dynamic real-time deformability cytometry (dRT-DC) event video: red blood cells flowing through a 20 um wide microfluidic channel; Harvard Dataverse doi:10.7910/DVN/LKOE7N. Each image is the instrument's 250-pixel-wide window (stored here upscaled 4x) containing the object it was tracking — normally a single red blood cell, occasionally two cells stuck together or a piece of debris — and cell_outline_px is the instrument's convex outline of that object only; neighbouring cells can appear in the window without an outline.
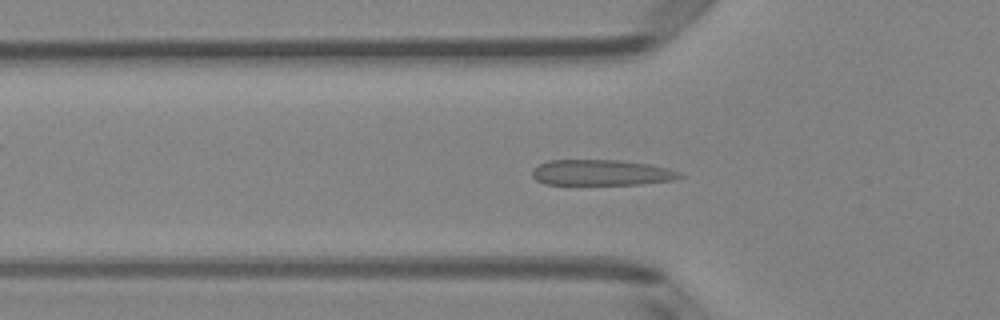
{"species": "Egyptian fruit bat (a non-hibernating species)", "species_latin": "Rousettus aegyptiacus", "temperature_condition": "room temperature", "stored_images_in_passage": 37, "camera_frame_rate_fps": 3000, "um_per_image_px": 0.085, "animal": {"sex": "female"}, "frame": {"image": 1, "passage_image": 4, "time_ms": 1.0, "image_size_px": [1000, 320], "cell_outline_px": [[684, 176], [676, 180], [640, 184], [544, 184], [536, 180], [532, 176], [532, 168], [548, 160], [620, 160], [648, 164], [668, 168], [680, 172]], "centroid_in_image_um": [51.12, 14.67], "position_along_channel_um": 74.7, "area_um2": 22.2}}
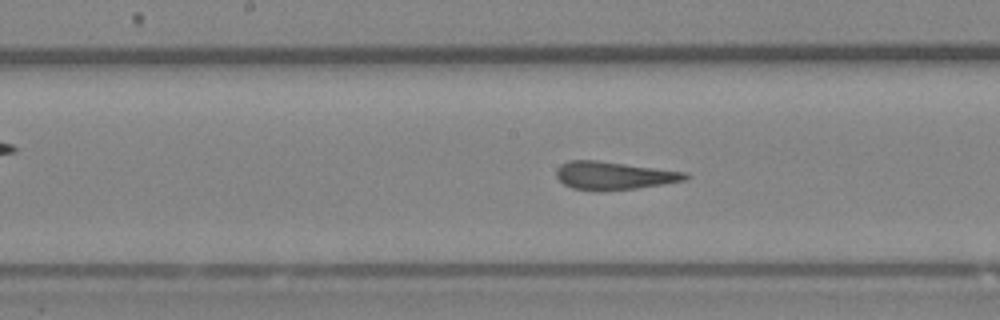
{"frame": {"image": 2, "passage_image": 13, "time_ms": 4.0, "image_size_px": [1000, 320], "cell_outline_px": [[692, 176], [688, 180], [664, 184], [636, 188], [600, 192], [596, 192], [572, 188], [564, 184], [556, 176], [556, 168], [560, 164], [568, 160], [596, 160], [688, 172]], "centroid_in_image_um": [52.2, 14.93], "position_along_channel_um": 196.0, "area_um2": 21.5}}
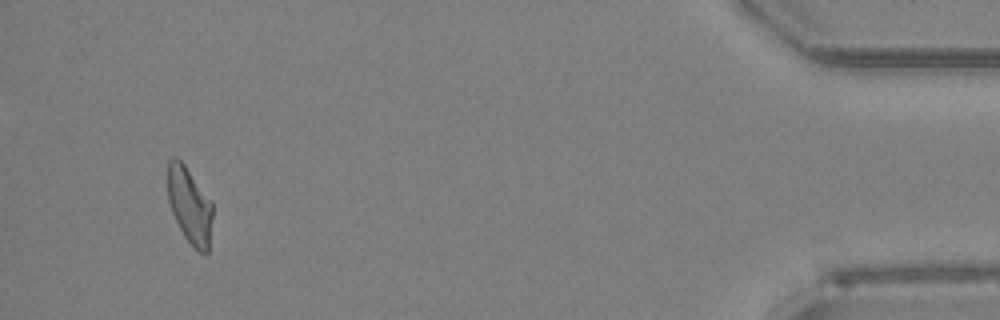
{"frame": {"image": 3, "passage_image": 35, "time_ms": 11.333, "image_size_px": [1000, 320], "cell_outline_px": [[212, 216], [208, 252], [204, 256], [184, 236], [172, 212], [168, 200], [168, 160], [172, 156], [176, 156], [184, 164], [212, 200]], "centroid_in_image_um": [16.12, 17.43], "position_along_channel_um": 419.1, "area_um2": 19.88}, "authors_computed_cell_mechanics": {"area_um2": 21.3282, "velocity_mm_per_s": 4.044, "shape_relaxation_time_tau1_ms": null, "shape_relaxation_time_tau2_ms": 1.05, "deformation_change_tau1": null, "deformation_change_tau2": 0.0959}}